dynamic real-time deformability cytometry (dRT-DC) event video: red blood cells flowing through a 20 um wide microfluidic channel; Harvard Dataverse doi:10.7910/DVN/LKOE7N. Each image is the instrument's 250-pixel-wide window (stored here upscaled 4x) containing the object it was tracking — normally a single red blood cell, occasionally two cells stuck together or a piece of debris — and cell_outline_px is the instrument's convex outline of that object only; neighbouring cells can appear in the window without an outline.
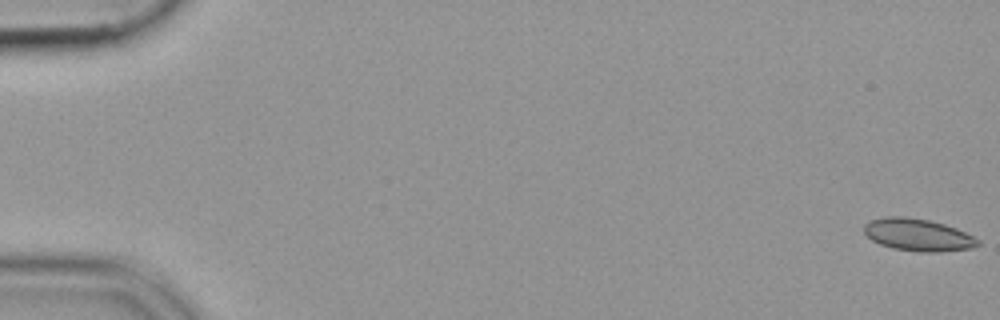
{"species": "common noctule bat (a hibernating species)", "species_latin": "Nyctalus noctula", "temperature_condition": "cold", "stored_images_in_passage": 54, "camera_frame_rate_fps": 3000, "um_per_image_px": 0.085, "animal": {"sex": "female", "body_mass_g": 19.9}, "frame": {"image": 1, "passage_image": 1, "time_ms": 0.0, "image_size_px": [1000, 320], "cell_outline_px": [[980, 244], [972, 248], [940, 252], [920, 252], [892, 248], [880, 244], [872, 240], [864, 232], [864, 224], [868, 220], [888, 216], [904, 216], [928, 220], [944, 224], [956, 228], [980, 240]], "centroid_in_image_um": [78.01, 19.96], "position_along_channel_um": 7.0, "area_um2": 21.44}}
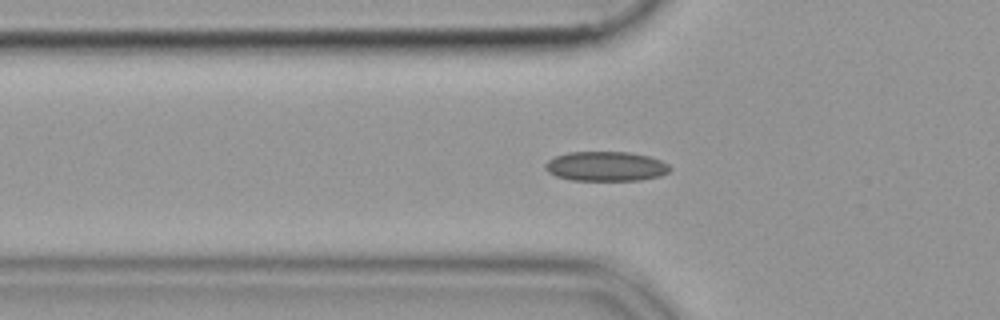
{"frame": {"image": 2, "passage_image": 19, "time_ms": 6.0, "image_size_px": [1000, 320], "cell_outline_px": [[672, 168], [668, 172], [660, 176], [640, 180], [572, 180], [556, 176], [548, 172], [544, 168], [544, 164], [548, 160], [556, 156], [568, 152], [628, 152], [648, 156], [660, 160], [668, 164]], "centroid_in_image_um": [51.49, 14.14], "position_along_channel_um": 74.3, "area_um2": 21.5}}
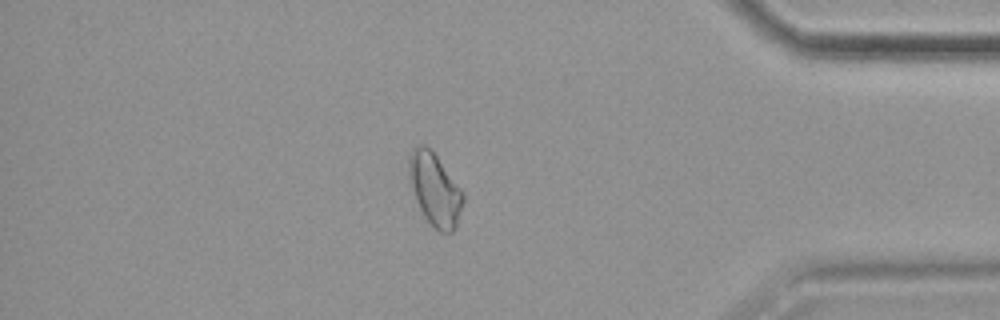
{"frame": {"image": 3, "passage_image": 47, "time_ms": 15.333, "image_size_px": [1000, 320], "cell_outline_px": [[464, 200], [456, 228], [452, 232], [440, 232], [424, 216], [416, 200], [408, 180], [408, 156], [412, 148], [420, 144], [424, 144], [436, 156], [464, 192]], "centroid_in_image_um": [36.95, 16.09], "position_along_channel_um": 398.3, "area_um2": 22.83}}